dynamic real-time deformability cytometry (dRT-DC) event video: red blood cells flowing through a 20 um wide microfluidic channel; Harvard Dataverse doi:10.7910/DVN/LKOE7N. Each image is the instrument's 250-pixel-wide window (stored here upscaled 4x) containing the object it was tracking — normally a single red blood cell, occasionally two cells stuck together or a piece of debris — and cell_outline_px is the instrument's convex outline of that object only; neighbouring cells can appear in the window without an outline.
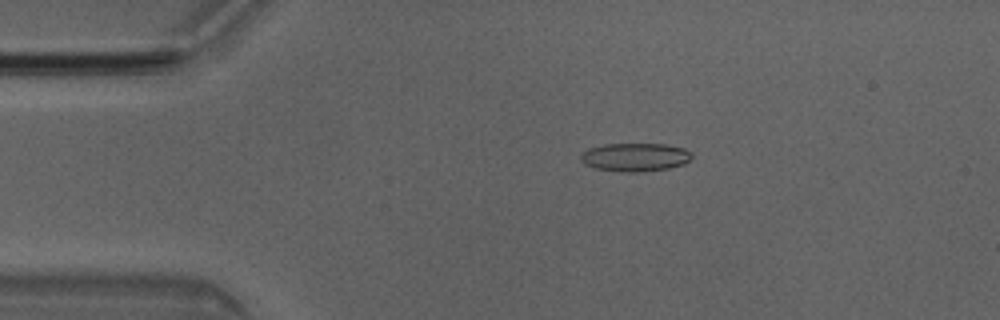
{"species": "Egyptian fruit bat (a non-hibernating species)", "species_latin": "Rousettus aegyptiacus", "temperature_condition": "room temperature", "stored_images_in_passage": 2, "camera_frame_rate_fps": 3000, "um_per_image_px": 0.085, "animal": {"sex": "male"}, "frame": {"image": 1, "passage_image": 1, "time_ms": 0.0, "image_size_px": [1000, 320], "cell_outline_px": [[692, 156], [684, 164], [668, 168], [636, 172], [628, 172], [596, 168], [584, 164], [580, 160], [580, 156], [588, 148], [604, 144], [664, 144], [684, 148], [692, 152]], "centroid_in_image_um": [53.98, 13.35], "position_along_channel_um": 31.0, "area_um2": 18.21}}
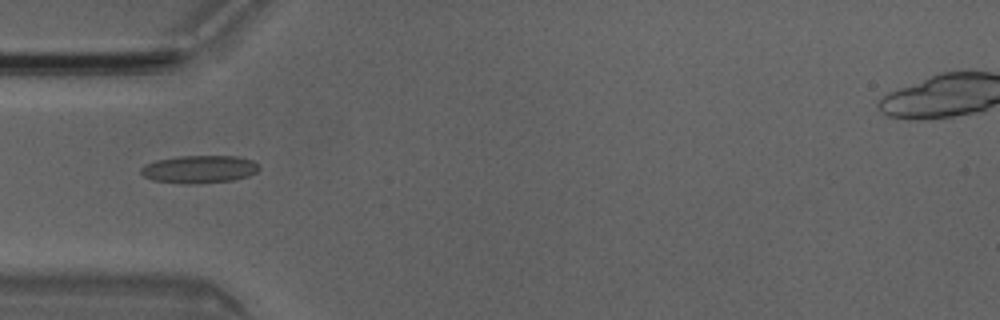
{"frame": {"image": 2, "passage_image": 2, "time_ms": 0.333, "image_size_px": [1000, 320], "cell_outline_px": [[260, 168], [256, 172], [248, 176], [232, 180], [192, 184], [184, 184], [152, 180], [144, 176], [140, 172], [140, 168], [144, 164], [156, 160], [180, 156], [236, 156], [252, 160], [260, 164]], "centroid_in_image_um": [16.93, 14.38], "position_along_channel_um": 68.1, "area_um2": 19.19}}